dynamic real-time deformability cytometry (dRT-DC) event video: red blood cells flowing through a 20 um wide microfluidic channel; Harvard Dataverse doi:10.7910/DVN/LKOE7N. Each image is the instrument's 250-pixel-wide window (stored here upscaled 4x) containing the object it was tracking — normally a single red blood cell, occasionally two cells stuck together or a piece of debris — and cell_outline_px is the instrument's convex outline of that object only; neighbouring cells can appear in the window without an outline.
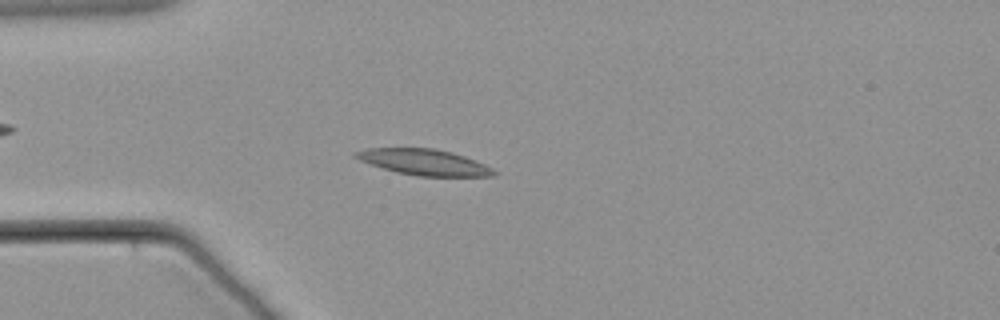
{"species": "common noctule bat (a hibernating species)", "species_latin": "Nyctalus noctula", "temperature_condition": "warm", "stored_images_in_passage": 62, "camera_frame_rate_fps": 3000, "um_per_image_px": 0.085, "animal": {"sex": "male", "body_mass_g": 21.5, "forearm_length_mm": 52.0}, "frame": {"image": 1, "passage_image": 17, "time_ms": 5.333, "image_size_px": [1000, 320], "cell_outline_px": [[500, 172], [496, 176], [416, 176], [396, 172], [360, 160], [352, 156], [352, 152], [368, 148], [432, 148], [452, 152], [476, 160]], "centroid_in_image_um": [36.08, 13.78], "position_along_channel_um": 48.9, "area_um2": 20.92}}
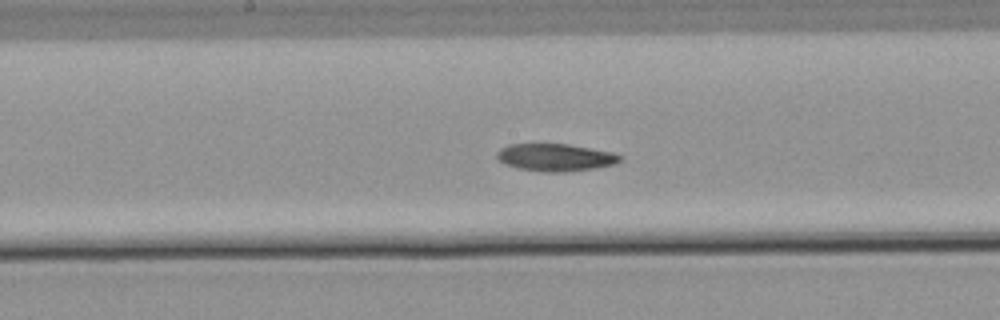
{"frame": {"image": 2, "passage_image": 32, "time_ms": 10.333, "image_size_px": [1000, 320], "cell_outline_px": [[620, 160], [612, 164], [592, 168], [564, 172], [544, 172], [520, 168], [496, 160], [496, 152], [500, 148], [508, 144], [568, 144], [612, 152], [620, 156]], "centroid_in_image_um": [47.14, 13.37], "position_along_channel_um": 201.1, "area_um2": 19.36}}
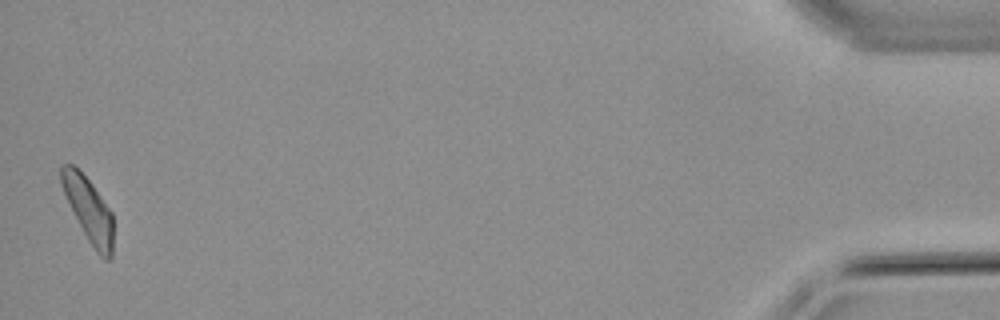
{"frame": {"image": 3, "passage_image": 61, "time_ms": 20.0, "image_size_px": [1000, 320], "cell_outline_px": [[112, 256], [108, 260], [104, 260], [96, 252], [88, 240], [60, 184], [60, 164], [72, 164], [92, 184], [112, 212]], "centroid_in_image_um": [7.53, 17.82], "position_along_channel_um": 427.7, "area_um2": 18.9}}